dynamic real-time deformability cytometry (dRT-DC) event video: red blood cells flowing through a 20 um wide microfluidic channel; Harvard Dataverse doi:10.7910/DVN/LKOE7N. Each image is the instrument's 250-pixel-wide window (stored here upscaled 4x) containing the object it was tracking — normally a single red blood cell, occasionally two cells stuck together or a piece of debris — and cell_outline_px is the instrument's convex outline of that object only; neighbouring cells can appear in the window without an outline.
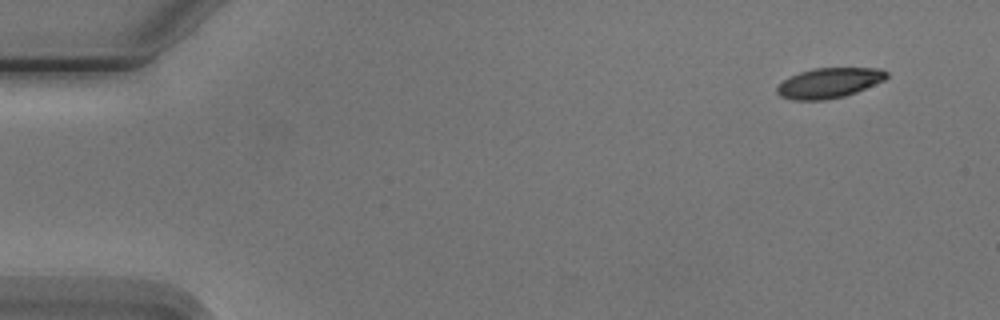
{"species": "Egyptian fruit bat (a non-hibernating species)", "species_latin": "Rousettus aegyptiacus", "temperature_condition": "cold", "stored_images_in_passage": 4, "camera_frame_rate_fps": 3000, "um_per_image_px": 0.085, "animal": {"sex": "male"}, "frame": {"image": 1, "passage_image": 1, "time_ms": 0.0, "image_size_px": [1000, 320], "cell_outline_px": [[888, 76], [884, 80], [856, 92], [844, 96], [824, 100], [792, 100], [780, 96], [776, 92], [776, 88], [784, 80], [800, 72], [812, 68], [880, 68], [888, 72]], "centroid_in_image_um": [70.47, 7.05], "position_along_channel_um": 14.5, "area_um2": 19.13}}
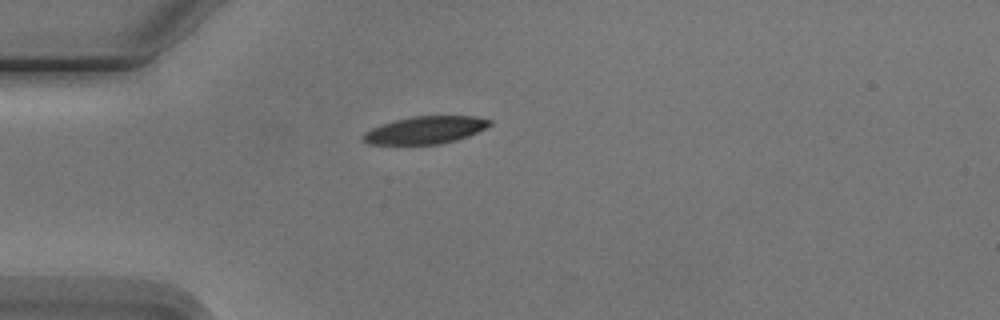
{"frame": {"image": 2, "passage_image": 4, "time_ms": 3.667, "image_size_px": [1000, 320], "cell_outline_px": [[492, 124], [468, 136], [456, 140], [440, 144], [368, 144], [360, 136], [364, 132], [372, 128], [396, 120], [412, 116], [472, 116], [492, 120]], "centroid_in_image_um": [36.14, 11.05], "position_along_channel_um": 48.9, "area_um2": 20.06}}